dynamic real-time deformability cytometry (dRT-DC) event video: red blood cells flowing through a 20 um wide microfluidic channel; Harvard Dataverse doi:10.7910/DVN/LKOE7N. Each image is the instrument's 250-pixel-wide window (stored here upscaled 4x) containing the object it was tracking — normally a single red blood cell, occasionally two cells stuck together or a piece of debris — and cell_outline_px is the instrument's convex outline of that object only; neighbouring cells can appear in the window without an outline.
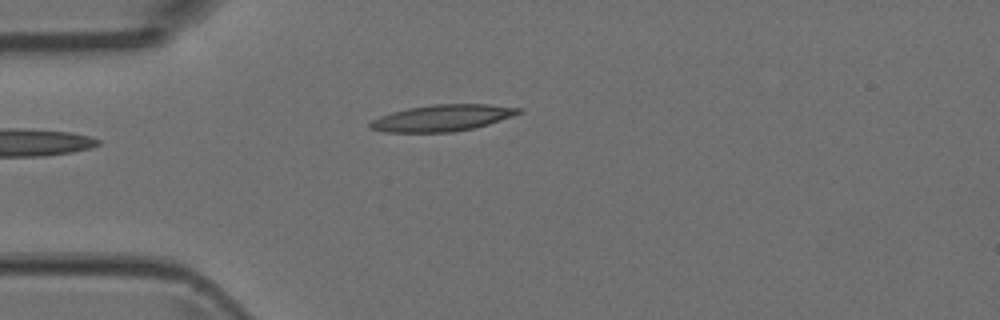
{"species": "Egyptian fruit bat (a non-hibernating species)", "species_latin": "Rousettus aegyptiacus", "temperature_condition": "room temperature", "stored_images_in_passage": 1, "camera_frame_rate_fps": 3000, "um_per_image_px": 0.085, "animal": {"sex": "female"}, "frame": {"image": 1, "passage_image": 1, "time_ms": 0.0, "image_size_px": [1000, 320], "cell_outline_px": [[520, 112], [512, 116], [488, 124], [472, 128], [452, 132], [384, 132], [372, 128], [368, 124], [372, 120], [380, 116], [392, 112], [408, 108], [432, 104], [488, 104], [520, 108]], "centroid_in_image_um": [37.57, 10.02], "position_along_channel_um": 47.4, "area_um2": 22.6}}